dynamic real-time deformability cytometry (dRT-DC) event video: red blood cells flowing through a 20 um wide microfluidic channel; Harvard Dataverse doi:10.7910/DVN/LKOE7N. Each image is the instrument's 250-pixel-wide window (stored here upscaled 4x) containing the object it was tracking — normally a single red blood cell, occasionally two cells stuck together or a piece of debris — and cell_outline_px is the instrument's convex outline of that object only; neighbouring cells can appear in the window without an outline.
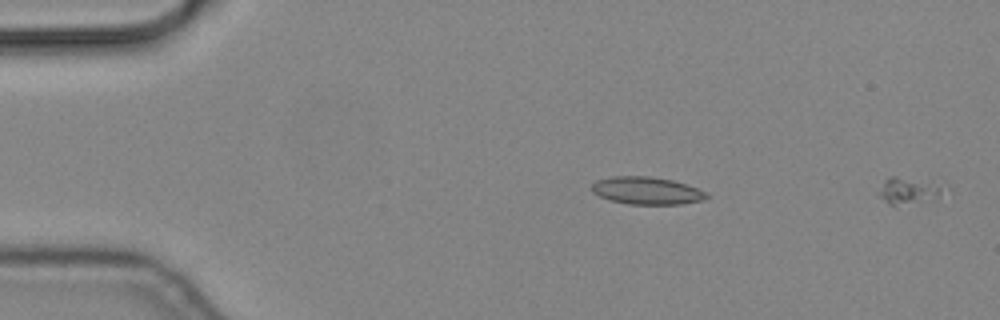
{"species": "common noctule bat (a hibernating species)", "species_latin": "Nyctalus noctula", "temperature_condition": "cold", "stored_images_in_passage": 56, "camera_frame_rate_fps": 3000, "um_per_image_px": 0.085, "animal": {"sex": "male", "body_mass_g": 19.2, "forearm_length_mm": 51.8}, "frame": {"image": 1, "passage_image": 1, "time_ms": 0.0, "image_size_px": [1000, 320], "cell_outline_px": [[952, 192], [896, 208], [888, 204], [876, 192], [884, 180], [888, 176], [896, 176], [944, 180], [952, 188]], "centroid_in_image_um": [77.43, 16.15], "position_along_channel_um": 7.6, "area_um2": 11.56}}
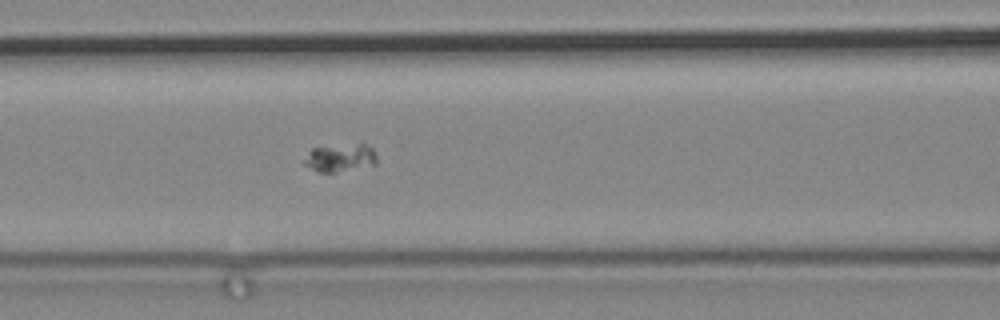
{"frame": {"image": 2, "passage_image": 24, "time_ms": 7.667, "image_size_px": [1000, 320], "cell_outline_px": [[376, 164], [336, 172], [320, 172], [304, 164], [304, 160], [308, 152], [312, 148], [360, 144], [364, 144], [372, 148], [376, 152]], "centroid_in_image_um": [28.93, 13.42], "position_along_channel_um": 137.7, "area_um2": 11.44}}
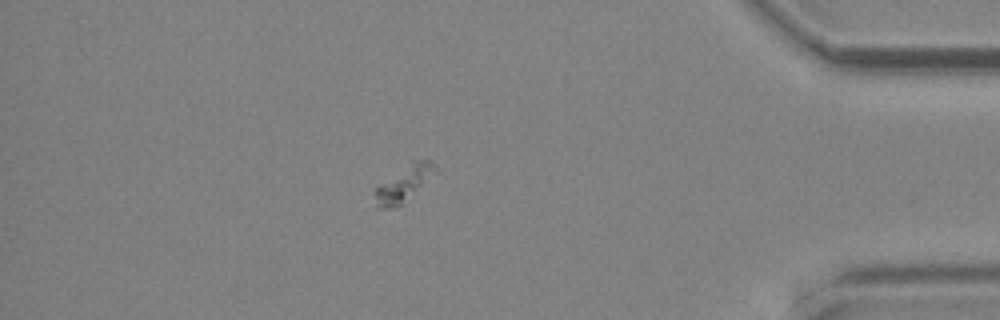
{"frame": {"image": 3, "passage_image": 49, "time_ms": 16.0, "image_size_px": [1000, 320], "cell_outline_px": [[436, 172], [400, 204], [392, 208], [376, 208], [376, 188], [380, 184], [412, 160], [432, 160], [436, 164]], "centroid_in_image_um": [34.34, 15.57], "position_along_channel_um": 400.9, "area_um2": 11.91}}